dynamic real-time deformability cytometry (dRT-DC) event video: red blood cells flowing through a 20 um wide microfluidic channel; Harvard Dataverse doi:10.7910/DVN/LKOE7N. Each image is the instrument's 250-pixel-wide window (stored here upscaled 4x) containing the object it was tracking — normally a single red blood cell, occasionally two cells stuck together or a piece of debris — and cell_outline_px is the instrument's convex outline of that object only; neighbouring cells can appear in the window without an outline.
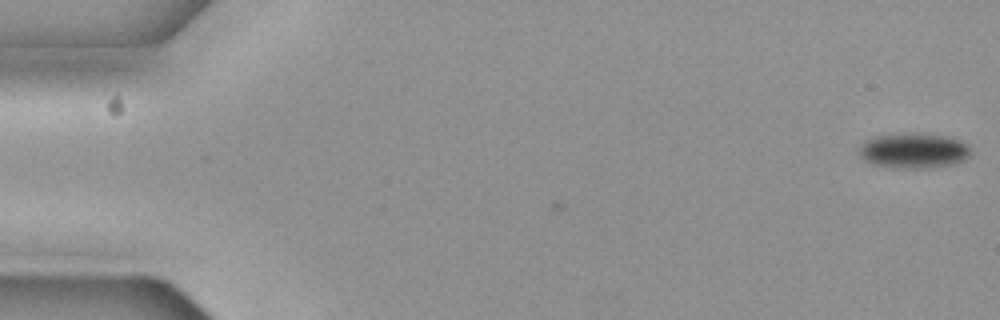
{"species": "common noctule bat (a hibernating species)", "species_latin": "Nyctalus noctula", "temperature_condition": "cold", "stored_images_in_passage": 5, "camera_frame_rate_fps": 3000, "um_per_image_px": 0.085, "animal": {"sex": "female", "body_mass_g": 19.3, "forearm_length_mm": 54.1}, "frame": {"image": 1, "passage_image": 5, "time_ms": 1.333, "image_size_px": [1000, 320], "cell_outline_px": [[972, 152], [964, 160], [956, 164], [936, 168], [896, 168], [872, 164], [864, 160], [860, 156], [860, 144], [864, 140], [876, 136], [944, 136], [960, 140], [968, 144], [972, 148]], "centroid_in_image_um": [77.71, 12.87], "position_along_channel_um": 7.3, "area_um2": 22.37}}